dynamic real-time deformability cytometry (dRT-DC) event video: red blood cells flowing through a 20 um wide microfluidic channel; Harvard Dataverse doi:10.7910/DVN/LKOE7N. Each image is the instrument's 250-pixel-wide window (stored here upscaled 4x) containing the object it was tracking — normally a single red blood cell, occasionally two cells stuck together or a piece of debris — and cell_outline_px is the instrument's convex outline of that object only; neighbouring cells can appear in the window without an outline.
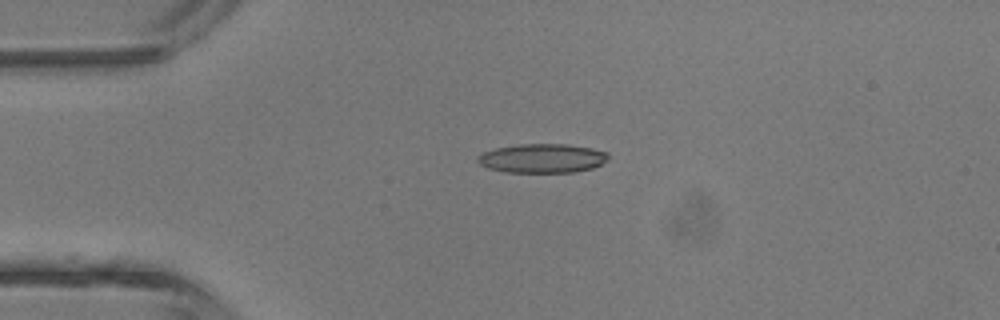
{"species": "common noctule bat (a hibernating species)", "species_latin": "Nyctalus noctula", "temperature_condition": "room temperature", "stored_images_in_passage": 4, "camera_frame_rate_fps": 3000, "um_per_image_px": 0.085, "animal": {"sex": "male", "body_mass_g": 13.3}, "frame": {"image": 1, "passage_image": 3, "time_ms": 2.333, "image_size_px": [1000, 320], "cell_outline_px": [[608, 160], [592, 168], [572, 172], [504, 172], [488, 168], [480, 164], [476, 160], [476, 156], [484, 152], [496, 148], [520, 144], [568, 144], [592, 148], [608, 152]], "centroid_in_image_um": [46.08, 13.45], "position_along_channel_um": 38.9, "area_um2": 22.14}}